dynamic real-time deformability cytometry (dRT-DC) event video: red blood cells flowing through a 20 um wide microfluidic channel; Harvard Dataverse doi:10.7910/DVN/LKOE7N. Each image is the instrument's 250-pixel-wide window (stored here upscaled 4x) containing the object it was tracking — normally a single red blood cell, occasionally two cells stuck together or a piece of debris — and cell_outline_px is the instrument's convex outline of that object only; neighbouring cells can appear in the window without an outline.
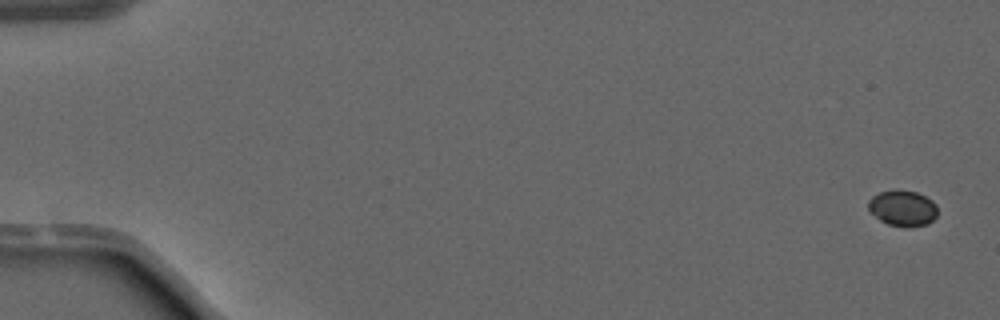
{"species": "common noctule bat (a hibernating species)", "species_latin": "Nyctalus noctula", "temperature_condition": "warm", "stored_images_in_passage": 3, "camera_frame_rate_fps": 3000, "um_per_image_px": 0.085, "animal": {"sex": "male", "forearm_length_mm": 52.5}, "frame": {"image": 1, "passage_image": 1, "time_ms": 0.0, "image_size_px": [1000, 320], "cell_outline_px": [[936, 216], [928, 224], [912, 228], [908, 228], [888, 224], [880, 220], [868, 208], [868, 200], [872, 196], [880, 192], [916, 192], [932, 200], [936, 204]], "centroid_in_image_um": [76.75, 17.74], "position_along_channel_um": 8.3, "area_um2": 14.1}}